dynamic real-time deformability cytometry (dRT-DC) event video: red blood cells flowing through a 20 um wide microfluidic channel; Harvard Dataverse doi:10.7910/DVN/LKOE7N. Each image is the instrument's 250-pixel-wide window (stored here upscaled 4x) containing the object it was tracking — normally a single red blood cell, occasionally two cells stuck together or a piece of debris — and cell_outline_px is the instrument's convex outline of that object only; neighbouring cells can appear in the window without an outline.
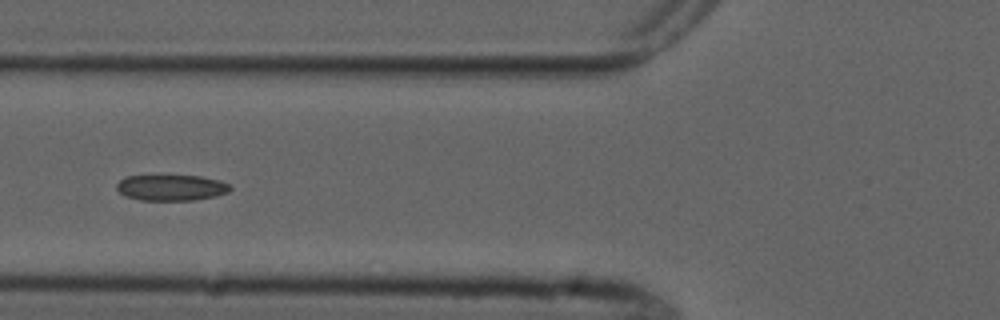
{"species": "common noctule bat (a hibernating species)", "species_latin": "Nyctalus noctula", "temperature_condition": "cold", "stored_images_in_passage": 6, "camera_frame_rate_fps": 3000, "um_per_image_px": 0.085, "animal": {"sex": "male", "forearm_length_mm": 52.5}, "frame": {"image": 1, "passage_image": 5, "time_ms": 5.667, "image_size_px": [1000, 320], "cell_outline_px": [[232, 188], [228, 192], [216, 196], [192, 200], [140, 200], [128, 196], [120, 192], [116, 188], [116, 184], [124, 176], [200, 176], [220, 180], [228, 184]], "centroid_in_image_um": [14.57, 15.95], "position_along_channel_um": 111.2, "area_um2": 16.99}}
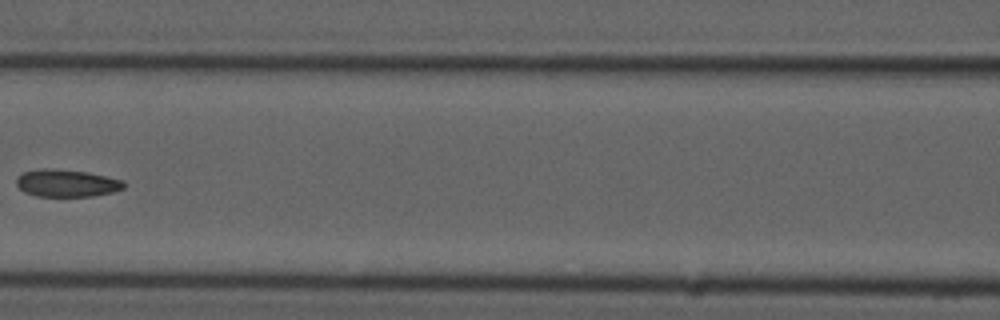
{"frame": {"image": 2, "passage_image": 6, "time_ms": 7.0, "image_size_px": [1000, 320], "cell_outline_px": [[128, 184], [124, 188], [112, 192], [92, 196], [36, 196], [24, 192], [16, 184], [16, 176], [24, 172], [40, 168], [44, 168], [88, 172], [124, 180]], "centroid_in_image_um": [5.68, 15.56], "position_along_channel_um": 160.9, "area_um2": 17.22}}